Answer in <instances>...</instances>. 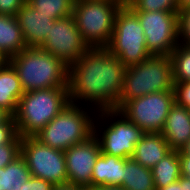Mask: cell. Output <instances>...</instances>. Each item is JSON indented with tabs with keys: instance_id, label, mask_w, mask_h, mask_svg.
<instances>
[{
	"instance_id": "22",
	"label": "cell",
	"mask_w": 190,
	"mask_h": 190,
	"mask_svg": "<svg viewBox=\"0 0 190 190\" xmlns=\"http://www.w3.org/2000/svg\"><path fill=\"white\" fill-rule=\"evenodd\" d=\"M155 188H163L175 182L181 176L180 158L178 151L171 150L152 169Z\"/></svg>"
},
{
	"instance_id": "35",
	"label": "cell",
	"mask_w": 190,
	"mask_h": 190,
	"mask_svg": "<svg viewBox=\"0 0 190 190\" xmlns=\"http://www.w3.org/2000/svg\"><path fill=\"white\" fill-rule=\"evenodd\" d=\"M178 1V11L190 7V0H177Z\"/></svg>"
},
{
	"instance_id": "29",
	"label": "cell",
	"mask_w": 190,
	"mask_h": 190,
	"mask_svg": "<svg viewBox=\"0 0 190 190\" xmlns=\"http://www.w3.org/2000/svg\"><path fill=\"white\" fill-rule=\"evenodd\" d=\"M18 136L14 117L0 123V145L11 143Z\"/></svg>"
},
{
	"instance_id": "24",
	"label": "cell",
	"mask_w": 190,
	"mask_h": 190,
	"mask_svg": "<svg viewBox=\"0 0 190 190\" xmlns=\"http://www.w3.org/2000/svg\"><path fill=\"white\" fill-rule=\"evenodd\" d=\"M169 56L172 62L173 82H189L190 47L178 44Z\"/></svg>"
},
{
	"instance_id": "8",
	"label": "cell",
	"mask_w": 190,
	"mask_h": 190,
	"mask_svg": "<svg viewBox=\"0 0 190 190\" xmlns=\"http://www.w3.org/2000/svg\"><path fill=\"white\" fill-rule=\"evenodd\" d=\"M106 48L125 67L139 64L151 56L146 48L144 29L138 17L127 6H122L117 11L112 38Z\"/></svg>"
},
{
	"instance_id": "20",
	"label": "cell",
	"mask_w": 190,
	"mask_h": 190,
	"mask_svg": "<svg viewBox=\"0 0 190 190\" xmlns=\"http://www.w3.org/2000/svg\"><path fill=\"white\" fill-rule=\"evenodd\" d=\"M121 187L125 190H156L151 169L137 163L132 157L126 158Z\"/></svg>"
},
{
	"instance_id": "6",
	"label": "cell",
	"mask_w": 190,
	"mask_h": 190,
	"mask_svg": "<svg viewBox=\"0 0 190 190\" xmlns=\"http://www.w3.org/2000/svg\"><path fill=\"white\" fill-rule=\"evenodd\" d=\"M144 134L143 130L116 109L102 110L95 116L93 135L99 142L101 153L131 158L135 152V145Z\"/></svg>"
},
{
	"instance_id": "41",
	"label": "cell",
	"mask_w": 190,
	"mask_h": 190,
	"mask_svg": "<svg viewBox=\"0 0 190 190\" xmlns=\"http://www.w3.org/2000/svg\"><path fill=\"white\" fill-rule=\"evenodd\" d=\"M77 190H96V187H91V186L77 187Z\"/></svg>"
},
{
	"instance_id": "42",
	"label": "cell",
	"mask_w": 190,
	"mask_h": 190,
	"mask_svg": "<svg viewBox=\"0 0 190 190\" xmlns=\"http://www.w3.org/2000/svg\"><path fill=\"white\" fill-rule=\"evenodd\" d=\"M134 0H122V6H129Z\"/></svg>"
},
{
	"instance_id": "10",
	"label": "cell",
	"mask_w": 190,
	"mask_h": 190,
	"mask_svg": "<svg viewBox=\"0 0 190 190\" xmlns=\"http://www.w3.org/2000/svg\"><path fill=\"white\" fill-rule=\"evenodd\" d=\"M21 156L31 176L51 182L54 186L68 185L64 151L44 145L35 137H23Z\"/></svg>"
},
{
	"instance_id": "39",
	"label": "cell",
	"mask_w": 190,
	"mask_h": 190,
	"mask_svg": "<svg viewBox=\"0 0 190 190\" xmlns=\"http://www.w3.org/2000/svg\"><path fill=\"white\" fill-rule=\"evenodd\" d=\"M183 190H190V179L183 177Z\"/></svg>"
},
{
	"instance_id": "17",
	"label": "cell",
	"mask_w": 190,
	"mask_h": 190,
	"mask_svg": "<svg viewBox=\"0 0 190 190\" xmlns=\"http://www.w3.org/2000/svg\"><path fill=\"white\" fill-rule=\"evenodd\" d=\"M171 151L161 133H145L135 145L132 158L144 167L152 169Z\"/></svg>"
},
{
	"instance_id": "38",
	"label": "cell",
	"mask_w": 190,
	"mask_h": 190,
	"mask_svg": "<svg viewBox=\"0 0 190 190\" xmlns=\"http://www.w3.org/2000/svg\"><path fill=\"white\" fill-rule=\"evenodd\" d=\"M53 190H77V187L72 185L55 186Z\"/></svg>"
},
{
	"instance_id": "23",
	"label": "cell",
	"mask_w": 190,
	"mask_h": 190,
	"mask_svg": "<svg viewBox=\"0 0 190 190\" xmlns=\"http://www.w3.org/2000/svg\"><path fill=\"white\" fill-rule=\"evenodd\" d=\"M37 12L58 20L73 14L74 2L72 0H26Z\"/></svg>"
},
{
	"instance_id": "19",
	"label": "cell",
	"mask_w": 190,
	"mask_h": 190,
	"mask_svg": "<svg viewBox=\"0 0 190 190\" xmlns=\"http://www.w3.org/2000/svg\"><path fill=\"white\" fill-rule=\"evenodd\" d=\"M27 48L16 16L0 15V52L7 58Z\"/></svg>"
},
{
	"instance_id": "13",
	"label": "cell",
	"mask_w": 190,
	"mask_h": 190,
	"mask_svg": "<svg viewBox=\"0 0 190 190\" xmlns=\"http://www.w3.org/2000/svg\"><path fill=\"white\" fill-rule=\"evenodd\" d=\"M64 153L68 185L91 186L93 166L101 154L97 138L92 135L86 141L71 146Z\"/></svg>"
},
{
	"instance_id": "21",
	"label": "cell",
	"mask_w": 190,
	"mask_h": 190,
	"mask_svg": "<svg viewBox=\"0 0 190 190\" xmlns=\"http://www.w3.org/2000/svg\"><path fill=\"white\" fill-rule=\"evenodd\" d=\"M31 177L25 159L20 155L4 168H0V190H24Z\"/></svg>"
},
{
	"instance_id": "2",
	"label": "cell",
	"mask_w": 190,
	"mask_h": 190,
	"mask_svg": "<svg viewBox=\"0 0 190 190\" xmlns=\"http://www.w3.org/2000/svg\"><path fill=\"white\" fill-rule=\"evenodd\" d=\"M24 92L68 87L69 66L40 47H27L8 59Z\"/></svg>"
},
{
	"instance_id": "30",
	"label": "cell",
	"mask_w": 190,
	"mask_h": 190,
	"mask_svg": "<svg viewBox=\"0 0 190 190\" xmlns=\"http://www.w3.org/2000/svg\"><path fill=\"white\" fill-rule=\"evenodd\" d=\"M26 0H0V15L16 16Z\"/></svg>"
},
{
	"instance_id": "5",
	"label": "cell",
	"mask_w": 190,
	"mask_h": 190,
	"mask_svg": "<svg viewBox=\"0 0 190 190\" xmlns=\"http://www.w3.org/2000/svg\"><path fill=\"white\" fill-rule=\"evenodd\" d=\"M96 114L93 108L69 103L34 137L44 145L66 151L93 135Z\"/></svg>"
},
{
	"instance_id": "31",
	"label": "cell",
	"mask_w": 190,
	"mask_h": 190,
	"mask_svg": "<svg viewBox=\"0 0 190 190\" xmlns=\"http://www.w3.org/2000/svg\"><path fill=\"white\" fill-rule=\"evenodd\" d=\"M55 186L44 179L31 176L24 184V190H53Z\"/></svg>"
},
{
	"instance_id": "7",
	"label": "cell",
	"mask_w": 190,
	"mask_h": 190,
	"mask_svg": "<svg viewBox=\"0 0 190 190\" xmlns=\"http://www.w3.org/2000/svg\"><path fill=\"white\" fill-rule=\"evenodd\" d=\"M121 7L119 1L111 0H77L74 3L72 15L89 48L108 46L115 15Z\"/></svg>"
},
{
	"instance_id": "34",
	"label": "cell",
	"mask_w": 190,
	"mask_h": 190,
	"mask_svg": "<svg viewBox=\"0 0 190 190\" xmlns=\"http://www.w3.org/2000/svg\"><path fill=\"white\" fill-rule=\"evenodd\" d=\"M12 115L0 107V123L6 122Z\"/></svg>"
},
{
	"instance_id": "14",
	"label": "cell",
	"mask_w": 190,
	"mask_h": 190,
	"mask_svg": "<svg viewBox=\"0 0 190 190\" xmlns=\"http://www.w3.org/2000/svg\"><path fill=\"white\" fill-rule=\"evenodd\" d=\"M27 47H40L45 41L54 19L37 12L25 2L16 14Z\"/></svg>"
},
{
	"instance_id": "3",
	"label": "cell",
	"mask_w": 190,
	"mask_h": 190,
	"mask_svg": "<svg viewBox=\"0 0 190 190\" xmlns=\"http://www.w3.org/2000/svg\"><path fill=\"white\" fill-rule=\"evenodd\" d=\"M69 103L68 87L24 92L13 115L18 135L34 137Z\"/></svg>"
},
{
	"instance_id": "28",
	"label": "cell",
	"mask_w": 190,
	"mask_h": 190,
	"mask_svg": "<svg viewBox=\"0 0 190 190\" xmlns=\"http://www.w3.org/2000/svg\"><path fill=\"white\" fill-rule=\"evenodd\" d=\"M175 102L190 109V81L174 83Z\"/></svg>"
},
{
	"instance_id": "32",
	"label": "cell",
	"mask_w": 190,
	"mask_h": 190,
	"mask_svg": "<svg viewBox=\"0 0 190 190\" xmlns=\"http://www.w3.org/2000/svg\"><path fill=\"white\" fill-rule=\"evenodd\" d=\"M179 158H180L181 176L190 179V155L179 154Z\"/></svg>"
},
{
	"instance_id": "1",
	"label": "cell",
	"mask_w": 190,
	"mask_h": 190,
	"mask_svg": "<svg viewBox=\"0 0 190 190\" xmlns=\"http://www.w3.org/2000/svg\"><path fill=\"white\" fill-rule=\"evenodd\" d=\"M125 72L123 62L106 47L89 48L69 66L70 103L87 105L96 112L117 110Z\"/></svg>"
},
{
	"instance_id": "15",
	"label": "cell",
	"mask_w": 190,
	"mask_h": 190,
	"mask_svg": "<svg viewBox=\"0 0 190 190\" xmlns=\"http://www.w3.org/2000/svg\"><path fill=\"white\" fill-rule=\"evenodd\" d=\"M161 134L171 150H181L190 139V109L175 102L170 108Z\"/></svg>"
},
{
	"instance_id": "40",
	"label": "cell",
	"mask_w": 190,
	"mask_h": 190,
	"mask_svg": "<svg viewBox=\"0 0 190 190\" xmlns=\"http://www.w3.org/2000/svg\"><path fill=\"white\" fill-rule=\"evenodd\" d=\"M8 61V59L0 52V68Z\"/></svg>"
},
{
	"instance_id": "16",
	"label": "cell",
	"mask_w": 190,
	"mask_h": 190,
	"mask_svg": "<svg viewBox=\"0 0 190 190\" xmlns=\"http://www.w3.org/2000/svg\"><path fill=\"white\" fill-rule=\"evenodd\" d=\"M126 159L101 153L93 166L91 187L122 186Z\"/></svg>"
},
{
	"instance_id": "9",
	"label": "cell",
	"mask_w": 190,
	"mask_h": 190,
	"mask_svg": "<svg viewBox=\"0 0 190 190\" xmlns=\"http://www.w3.org/2000/svg\"><path fill=\"white\" fill-rule=\"evenodd\" d=\"M174 103L173 89L172 91L150 93L126 101L118 111L145 133H161Z\"/></svg>"
},
{
	"instance_id": "12",
	"label": "cell",
	"mask_w": 190,
	"mask_h": 190,
	"mask_svg": "<svg viewBox=\"0 0 190 190\" xmlns=\"http://www.w3.org/2000/svg\"><path fill=\"white\" fill-rule=\"evenodd\" d=\"M40 48L70 66L89 49V46L84 42L75 18L71 15L54 21Z\"/></svg>"
},
{
	"instance_id": "43",
	"label": "cell",
	"mask_w": 190,
	"mask_h": 190,
	"mask_svg": "<svg viewBox=\"0 0 190 190\" xmlns=\"http://www.w3.org/2000/svg\"><path fill=\"white\" fill-rule=\"evenodd\" d=\"M111 1H119L122 4V0H111Z\"/></svg>"
},
{
	"instance_id": "4",
	"label": "cell",
	"mask_w": 190,
	"mask_h": 190,
	"mask_svg": "<svg viewBox=\"0 0 190 190\" xmlns=\"http://www.w3.org/2000/svg\"><path fill=\"white\" fill-rule=\"evenodd\" d=\"M172 62L169 55H151L139 64L126 67L117 110L129 100L150 93L172 91Z\"/></svg>"
},
{
	"instance_id": "25",
	"label": "cell",
	"mask_w": 190,
	"mask_h": 190,
	"mask_svg": "<svg viewBox=\"0 0 190 190\" xmlns=\"http://www.w3.org/2000/svg\"><path fill=\"white\" fill-rule=\"evenodd\" d=\"M127 7L131 11L179 12L177 0H134Z\"/></svg>"
},
{
	"instance_id": "18",
	"label": "cell",
	"mask_w": 190,
	"mask_h": 190,
	"mask_svg": "<svg viewBox=\"0 0 190 190\" xmlns=\"http://www.w3.org/2000/svg\"><path fill=\"white\" fill-rule=\"evenodd\" d=\"M23 94L20 79L13 66L7 61L0 68V107L13 116Z\"/></svg>"
},
{
	"instance_id": "36",
	"label": "cell",
	"mask_w": 190,
	"mask_h": 190,
	"mask_svg": "<svg viewBox=\"0 0 190 190\" xmlns=\"http://www.w3.org/2000/svg\"><path fill=\"white\" fill-rule=\"evenodd\" d=\"M96 190H125L121 186H97Z\"/></svg>"
},
{
	"instance_id": "26",
	"label": "cell",
	"mask_w": 190,
	"mask_h": 190,
	"mask_svg": "<svg viewBox=\"0 0 190 190\" xmlns=\"http://www.w3.org/2000/svg\"><path fill=\"white\" fill-rule=\"evenodd\" d=\"M22 137L18 135L11 143L0 145V168L6 167L21 155Z\"/></svg>"
},
{
	"instance_id": "11",
	"label": "cell",
	"mask_w": 190,
	"mask_h": 190,
	"mask_svg": "<svg viewBox=\"0 0 190 190\" xmlns=\"http://www.w3.org/2000/svg\"><path fill=\"white\" fill-rule=\"evenodd\" d=\"M144 29L146 48L151 55H170L179 44L178 13L132 11Z\"/></svg>"
},
{
	"instance_id": "27",
	"label": "cell",
	"mask_w": 190,
	"mask_h": 190,
	"mask_svg": "<svg viewBox=\"0 0 190 190\" xmlns=\"http://www.w3.org/2000/svg\"><path fill=\"white\" fill-rule=\"evenodd\" d=\"M179 44L190 47V7L178 12Z\"/></svg>"
},
{
	"instance_id": "33",
	"label": "cell",
	"mask_w": 190,
	"mask_h": 190,
	"mask_svg": "<svg viewBox=\"0 0 190 190\" xmlns=\"http://www.w3.org/2000/svg\"><path fill=\"white\" fill-rule=\"evenodd\" d=\"M156 190H183V176H180L178 180L168 184L163 188H155Z\"/></svg>"
},
{
	"instance_id": "37",
	"label": "cell",
	"mask_w": 190,
	"mask_h": 190,
	"mask_svg": "<svg viewBox=\"0 0 190 190\" xmlns=\"http://www.w3.org/2000/svg\"><path fill=\"white\" fill-rule=\"evenodd\" d=\"M178 154L190 155V139L186 142V144L182 147V149L178 151Z\"/></svg>"
}]
</instances>
